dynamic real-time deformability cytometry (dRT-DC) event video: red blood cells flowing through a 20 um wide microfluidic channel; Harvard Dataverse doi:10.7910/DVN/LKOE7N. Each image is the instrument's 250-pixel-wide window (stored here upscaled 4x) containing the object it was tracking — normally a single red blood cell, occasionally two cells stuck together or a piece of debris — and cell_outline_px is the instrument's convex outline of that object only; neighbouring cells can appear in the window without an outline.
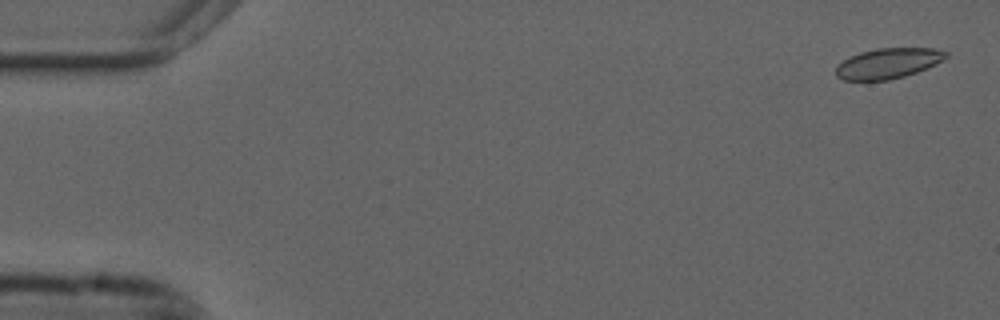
{"species": "common noctule bat (a hibernating species)", "species_latin": "Nyctalus noctula", "temperature_condition": "cold", "stored_images_in_passage": 55, "camera_frame_rate_fps": 3000, "um_per_image_px": 0.085, "animal": {"sex": "male", "forearm_length_mm": 52.5}, "frame": {"image": 1, "passage_image": 1, "time_ms": 0.0, "image_size_px": [1000, 320], "cell_outline_px": [[948, 56], [936, 64], [928, 68], [904, 76], [888, 80], [844, 80], [836, 76], [836, 68], [844, 60], [860, 52], [876, 48], [932, 48], [948, 52]], "centroid_in_image_um": [75.51, 5.38], "position_along_channel_um": 9.5, "area_um2": 19.31}}
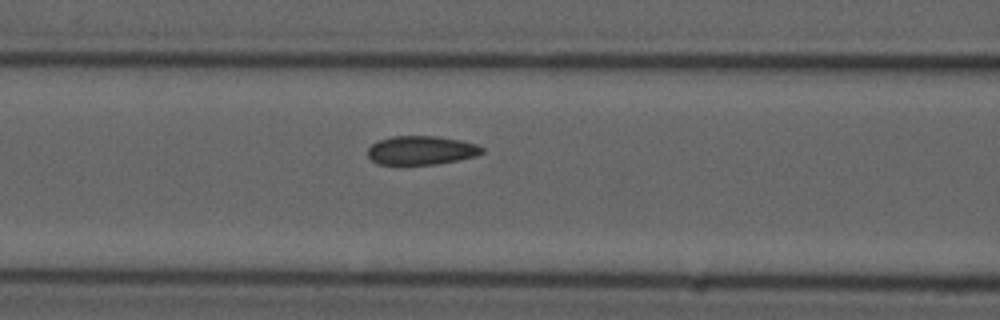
{"frame": {"image": 2, "passage_image": 22, "time_ms": 7.0, "image_size_px": [1000, 320], "cell_outline_px": [[484, 152], [476, 156], [460, 160], [436, 164], [380, 164], [372, 160], [368, 156], [368, 148], [372, 144], [380, 140], [392, 136], [436, 136], [460, 140], [476, 144], [484, 148]], "centroid_in_image_um": [35.84, 12.77], "position_along_channel_um": 130.8, "area_um2": 19.13}}
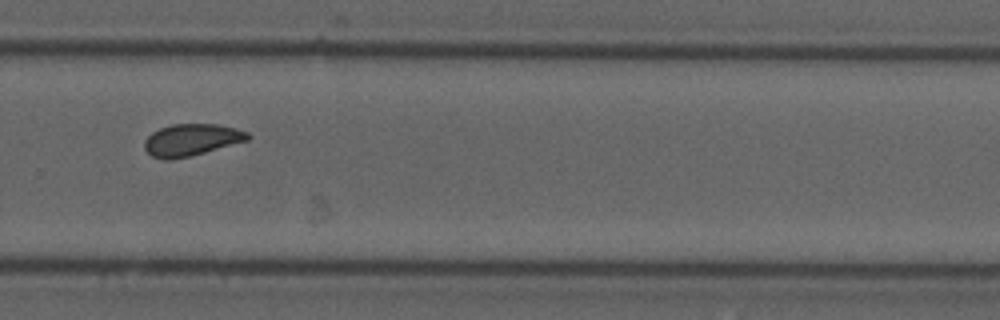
{"frame": {"image": 3, "passage_image": 37, "time_ms": 12.0, "image_size_px": [1000, 320], "cell_outline_px": [[252, 136], [248, 140], [204, 152], [188, 156], [168, 160], [164, 160], [152, 156], [144, 148], [144, 140], [152, 132], [160, 128], [172, 124], [216, 124], [236, 128], [248, 132]], "centroid_in_image_um": [16.26, 11.88], "position_along_channel_um": 313.5, "area_um2": 19.07}, "authors_computed_cell_mechanics": {"area_um2": 19.4786, "velocity_mm_per_s": 3.6618, "shape_relaxation_time_tau1_ms": 7.0811, "shape_relaxation_time_tau2_ms": 1.6254, "deformation_change_tau1": 0.1, "deformation_change_tau2": 0.0479}}